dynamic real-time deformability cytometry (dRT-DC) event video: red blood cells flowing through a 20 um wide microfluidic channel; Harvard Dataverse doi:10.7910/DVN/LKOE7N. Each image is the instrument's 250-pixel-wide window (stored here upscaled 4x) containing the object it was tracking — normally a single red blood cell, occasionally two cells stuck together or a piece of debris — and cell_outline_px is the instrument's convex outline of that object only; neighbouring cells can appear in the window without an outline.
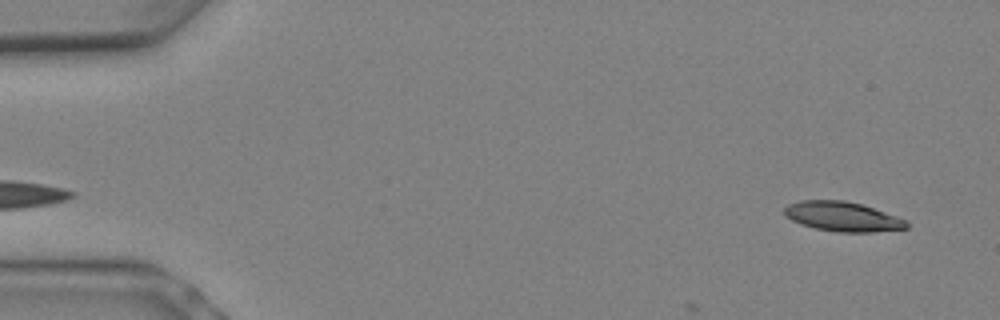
{"species": "Egyptian fruit bat (a non-hibernating species)", "species_latin": "Rousettus aegyptiacus", "temperature_condition": "warm", "stored_images_in_passage": 3, "camera_frame_rate_fps": 3000, "um_per_image_px": 0.085, "animal": {"sex": "female"}, "frame": {"image": 1, "passage_image": 1, "time_ms": 0.0, "image_size_px": [1000, 320], "cell_outline_px": [[908, 228], [872, 232], [836, 232], [816, 228], [800, 224], [784, 216], [784, 208], [788, 204], [800, 200], [844, 200], [860, 204], [908, 220]], "centroid_in_image_um": [71.59, 18.41], "position_along_channel_um": 13.4, "area_um2": 21.04}}